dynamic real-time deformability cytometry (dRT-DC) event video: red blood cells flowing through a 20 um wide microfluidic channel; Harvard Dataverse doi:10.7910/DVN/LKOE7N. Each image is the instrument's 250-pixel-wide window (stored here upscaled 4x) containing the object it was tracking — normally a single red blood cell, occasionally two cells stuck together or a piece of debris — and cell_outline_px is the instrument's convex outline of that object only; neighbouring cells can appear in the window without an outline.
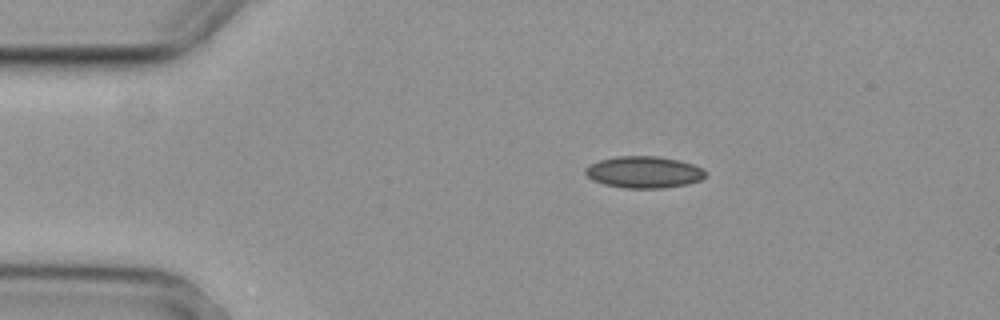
{"species": "common noctule bat (a hibernating species)", "species_latin": "Nyctalus noctula", "temperature_condition": "cold", "stored_images_in_passage": 5, "camera_frame_rate_fps": 3000, "um_per_image_px": 0.085, "animal": {"sex": "female", "body_mass_g": 29.2, "forearm_length_mm": 56.3}, "frame": {"image": 1, "passage_image": 1, "time_ms": 0.0, "image_size_px": [1000, 320], "cell_outline_px": [[708, 172], [700, 180], [688, 184], [664, 188], [624, 188], [604, 184], [592, 180], [584, 172], [592, 164], [600, 160], [616, 156], [656, 156], [676, 160], [692, 164], [704, 168]], "centroid_in_image_um": [54.77, 14.64], "position_along_channel_um": 30.2, "area_um2": 22.08}}
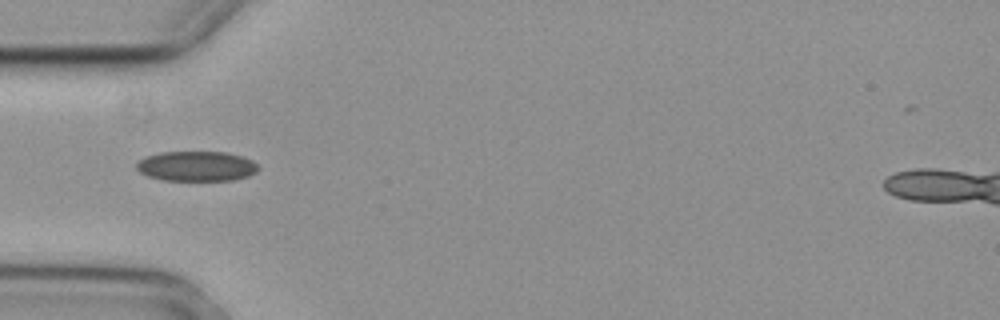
{"frame": {"image": 2, "passage_image": 3, "time_ms": 0.667, "image_size_px": [1000, 320], "cell_outline_px": [[260, 168], [256, 172], [248, 176], [232, 180], [160, 180], [148, 176], [140, 172], [136, 168], [136, 164], [140, 160], [148, 156], [160, 152], [228, 152], [252, 160]], "centroid_in_image_um": [16.71, 14.13], "position_along_channel_um": 68.3, "area_um2": 21.21}}
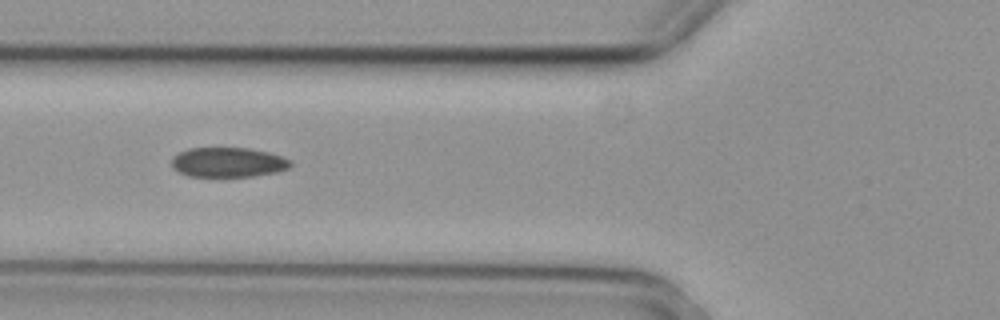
{"frame": {"image": 3, "passage_image": 4, "time_ms": 1.0, "image_size_px": [1000, 320], "cell_outline_px": [[292, 164], [288, 168], [276, 172], [252, 176], [188, 176], [172, 168], [172, 156], [188, 148], [248, 148], [268, 152], [292, 160]], "centroid_in_image_um": [19.38, 13.79], "position_along_channel_um": 106.4, "area_um2": 20.52}}